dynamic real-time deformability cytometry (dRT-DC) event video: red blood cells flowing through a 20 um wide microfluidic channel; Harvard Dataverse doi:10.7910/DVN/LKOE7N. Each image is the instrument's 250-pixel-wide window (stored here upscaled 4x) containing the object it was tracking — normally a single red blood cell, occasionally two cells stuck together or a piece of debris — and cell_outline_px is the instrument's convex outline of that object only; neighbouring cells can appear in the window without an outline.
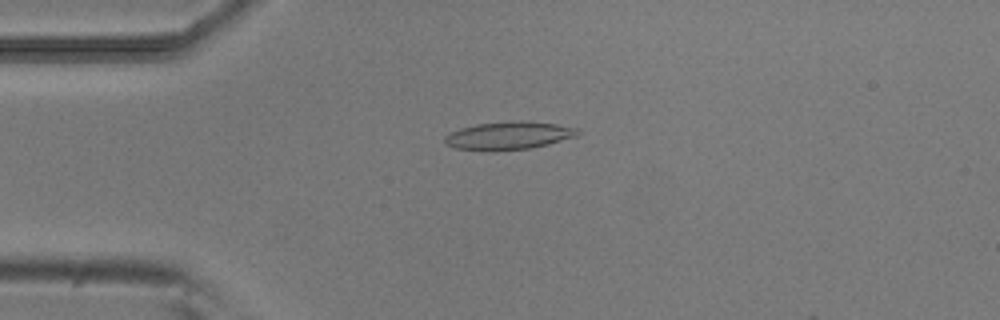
{"species": "common noctule bat (a hibernating species)", "species_latin": "Nyctalus noctula", "temperature_condition": "room temperature", "stored_images_in_passage": 15, "camera_frame_rate_fps": 3000, "um_per_image_px": 0.085, "animal": {"sex": "male", "body_mass_g": 20.5, "forearm_length_mm": 52.5}, "frame": {"image": 1, "passage_image": 12, "time_ms": 3.667, "image_size_px": [1000, 320], "cell_outline_px": [[580, 132], [576, 136], [548, 144], [532, 148], [496, 152], [456, 148], [448, 144], [444, 140], [444, 136], [460, 128], [476, 124], [512, 120], [520, 120], [556, 124], [580, 128]], "centroid_in_image_um": [43.26, 11.53], "position_along_channel_um": 41.7, "area_um2": 21.91}}